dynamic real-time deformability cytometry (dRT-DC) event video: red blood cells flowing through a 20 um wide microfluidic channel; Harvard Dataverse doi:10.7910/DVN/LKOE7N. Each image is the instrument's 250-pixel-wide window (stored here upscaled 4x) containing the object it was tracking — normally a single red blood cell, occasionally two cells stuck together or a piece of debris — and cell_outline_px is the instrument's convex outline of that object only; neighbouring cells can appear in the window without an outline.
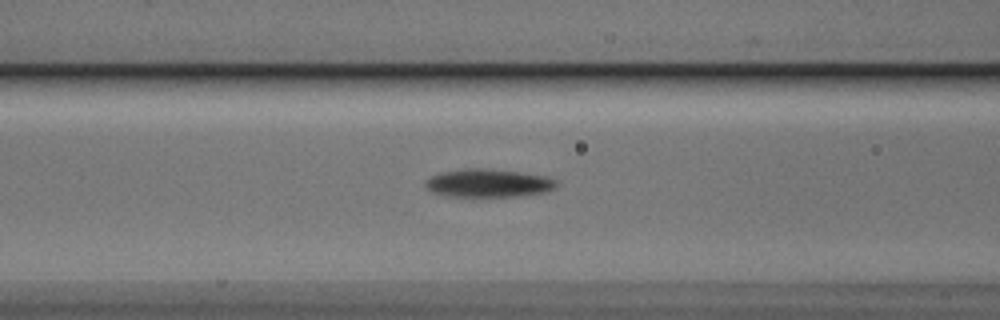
{"species": "Egyptian fruit bat (a non-hibernating species)", "species_latin": "Rousettus aegyptiacus", "temperature_condition": "cold", "stored_images_in_passage": 21, "segment_of_instrument_passage": [1, 2], "camera_frame_rate_fps": 3000, "um_per_image_px": 0.085, "animal": {"sex": "male"}, "frame": {"image": 1, "passage_image": 10, "time_ms": 3.0, "image_size_px": [1000, 320], "cell_outline_px": [[556, 184], [552, 188], [544, 192], [520, 196], [448, 196], [432, 192], [424, 184], [432, 176], [440, 172], [464, 168], [488, 168], [548, 176], [556, 180]], "centroid_in_image_um": [41.5, 15.55], "position_along_channel_um": 125.1, "area_um2": 21.33}}
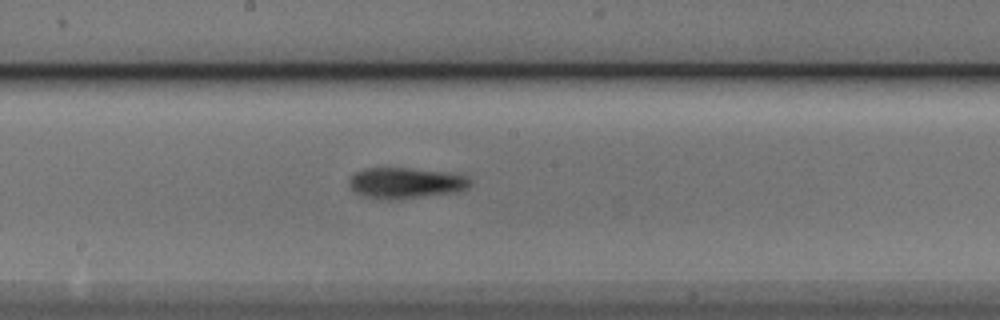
{"frame": {"image": 2, "passage_image": 17, "time_ms": 5.333, "image_size_px": [1000, 320], "cell_outline_px": [[472, 184], [468, 188], [456, 192], [392, 200], [380, 200], [364, 196], [356, 192], [348, 184], [348, 180], [356, 172], [364, 168], [412, 168], [444, 172], [468, 176], [472, 180]], "centroid_in_image_um": [34.49, 15.55], "position_along_channel_um": 213.7, "area_um2": 21.91}}
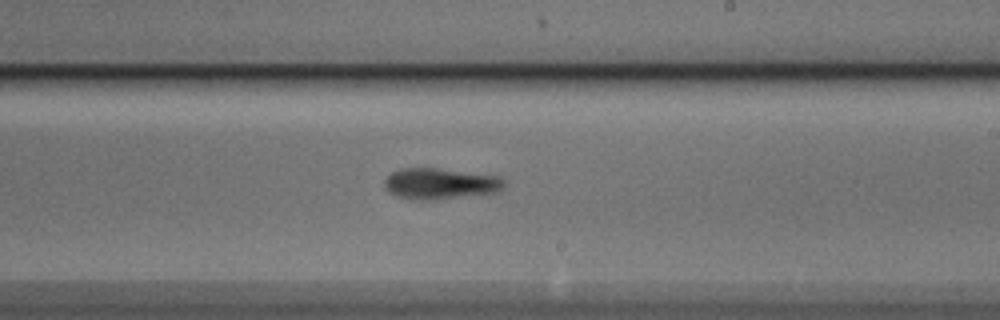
{"frame": {"image": 3, "passage_image": 20, "time_ms": 6.333, "image_size_px": [1000, 320], "cell_outline_px": [[504, 184], [496, 192], [432, 200], [416, 200], [396, 196], [388, 192], [384, 184], [384, 180], [392, 172], [400, 168], [440, 168], [500, 176], [504, 180]], "centroid_in_image_um": [37.37, 15.6], "position_along_channel_um": 251.6, "area_um2": 21.62}}